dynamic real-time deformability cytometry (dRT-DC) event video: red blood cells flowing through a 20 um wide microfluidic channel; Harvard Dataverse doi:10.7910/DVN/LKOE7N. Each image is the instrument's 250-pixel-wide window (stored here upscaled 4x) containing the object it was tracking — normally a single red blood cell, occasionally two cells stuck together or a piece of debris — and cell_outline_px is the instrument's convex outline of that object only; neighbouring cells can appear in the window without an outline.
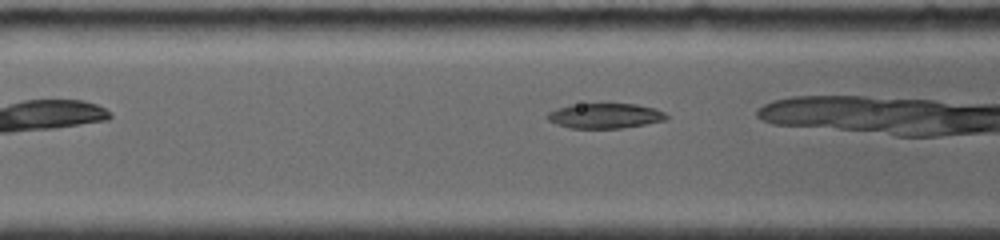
{"species": "common noctule bat (a hibernating species)", "species_latin": "Nyctalus noctula", "temperature_condition": "room temperature", "stored_images_in_passage": 13, "camera_frame_rate_fps": 4000, "um_per_image_px": 0.085, "animal": {"sex": "female", "body_mass_g": 19.0, "forearm_length_mm": 56.7}, "frame": {"image": 1, "passage_image": 3, "time_ms": 1.25, "image_size_px": [1000, 240], "cell_outline_px": [[668, 116], [664, 120], [644, 124], [620, 128], [568, 128], [556, 124], [548, 120], [544, 116], [548, 112], [568, 104], [636, 104], [656, 108], [664, 112]], "centroid_in_image_um": [51.37, 9.84], "position_along_channel_um": 115.2, "area_um2": 17.4}}
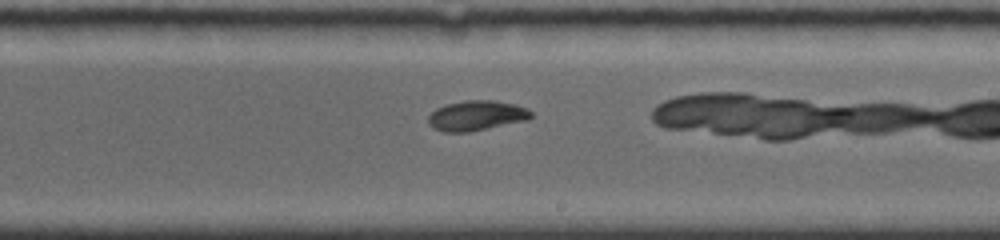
{"frame": {"image": 2, "passage_image": 8, "time_ms": 4.75, "image_size_px": [1000, 240], "cell_outline_px": [[532, 116], [528, 120], [468, 132], [444, 132], [432, 128], [428, 124], [428, 116], [436, 108], [448, 104], [464, 100], [496, 100], [516, 104], [528, 108], [532, 112]], "centroid_in_image_um": [40.51, 9.82], "position_along_channel_um": 248.5, "area_um2": 18.15}}